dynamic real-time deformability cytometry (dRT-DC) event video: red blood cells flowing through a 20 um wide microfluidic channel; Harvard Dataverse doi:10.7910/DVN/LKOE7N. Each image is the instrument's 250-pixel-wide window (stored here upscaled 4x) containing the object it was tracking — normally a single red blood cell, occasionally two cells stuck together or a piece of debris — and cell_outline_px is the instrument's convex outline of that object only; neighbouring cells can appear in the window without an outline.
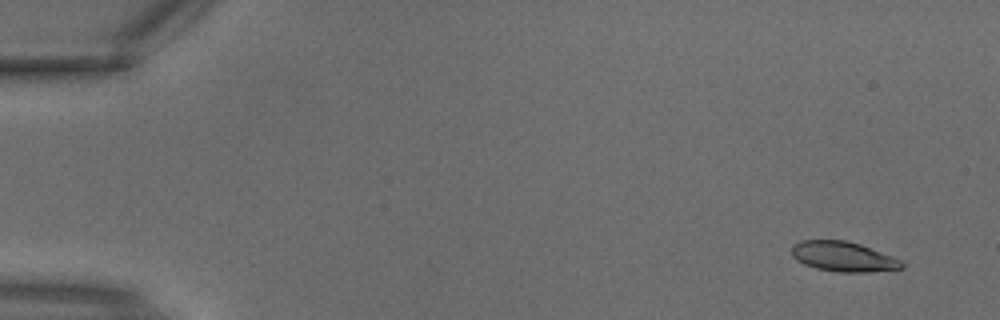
{"species": "common noctule bat (a hibernating species)", "species_latin": "Nyctalus noctula", "temperature_condition": "warm", "stored_images_in_passage": 3, "camera_frame_rate_fps": 3000, "um_per_image_px": 0.085, "animal": {"sex": "male", "body_mass_g": 18.8}, "frame": {"image": 1, "passage_image": 1, "time_ms": 0.0, "image_size_px": [1000, 320], "cell_outline_px": [[904, 268], [868, 272], [836, 272], [816, 268], [804, 264], [796, 260], [792, 256], [792, 244], [800, 240], [848, 240], [860, 244], [900, 260], [904, 264]], "centroid_in_image_um": [71.63, 21.81], "position_along_channel_um": 13.4, "area_um2": 19.19}}
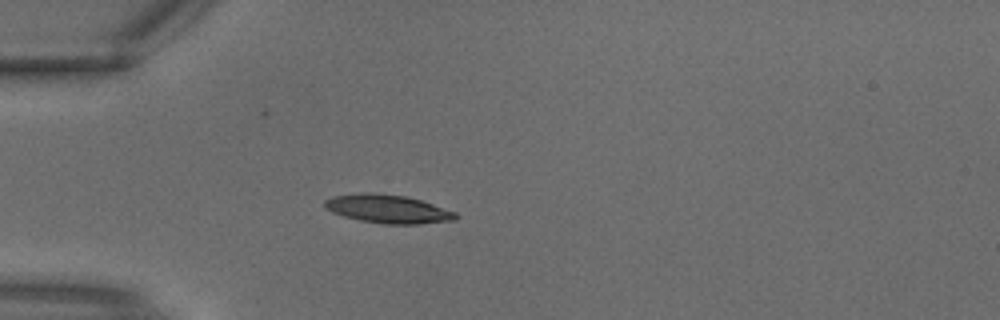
{"frame": {"image": 2, "passage_image": 3, "time_ms": 0.667, "image_size_px": [1000, 320], "cell_outline_px": [[460, 216], [456, 220], [420, 224], [384, 224], [360, 220], [344, 216], [332, 212], [324, 208], [324, 200], [332, 196], [364, 192], [372, 192], [404, 196], [420, 200], [456, 212]], "centroid_in_image_um": [32.96, 17.76], "position_along_channel_um": 52.0, "area_um2": 21.79}}